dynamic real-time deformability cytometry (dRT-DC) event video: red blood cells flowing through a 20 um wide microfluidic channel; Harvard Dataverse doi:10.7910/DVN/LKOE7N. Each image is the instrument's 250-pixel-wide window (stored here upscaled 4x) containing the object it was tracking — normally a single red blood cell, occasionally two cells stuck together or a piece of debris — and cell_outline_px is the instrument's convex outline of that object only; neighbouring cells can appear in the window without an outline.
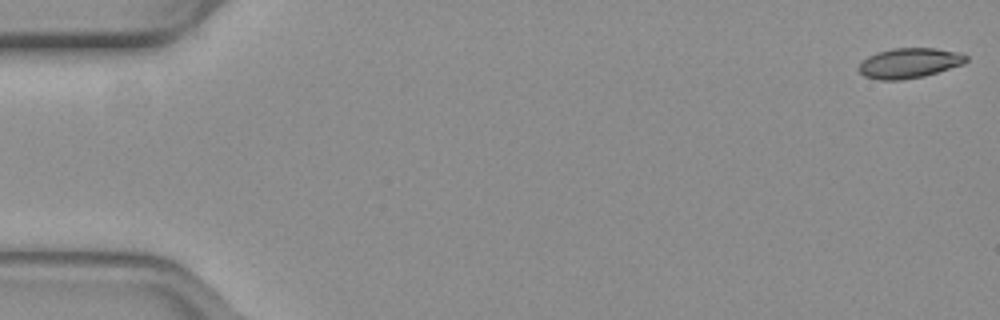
{"species": "common noctule bat (a hibernating species)", "species_latin": "Nyctalus noctula", "temperature_condition": "warm", "stored_images_in_passage": 7, "camera_frame_rate_fps": 3000, "um_per_image_px": 0.085, "animal": {"sex": "female", "body_mass_g": 19.3, "forearm_length_mm": 54.1}, "frame": {"image": 1, "passage_image": 1, "time_ms": 0.0, "image_size_px": [1000, 320], "cell_outline_px": [[968, 60], [964, 64], [924, 76], [900, 80], [880, 80], [864, 76], [856, 68], [868, 56], [876, 52], [892, 48], [936, 48], [960, 52], [968, 56]], "centroid_in_image_um": [77.3, 5.35], "position_along_channel_um": 7.7, "area_um2": 18.96}}